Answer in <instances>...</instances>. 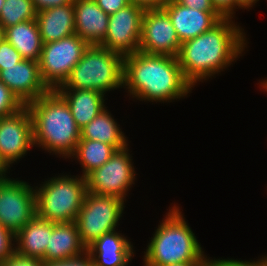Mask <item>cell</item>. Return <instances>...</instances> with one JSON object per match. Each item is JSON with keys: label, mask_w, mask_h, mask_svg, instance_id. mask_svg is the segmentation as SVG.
Masks as SVG:
<instances>
[{"label": "cell", "mask_w": 267, "mask_h": 266, "mask_svg": "<svg viewBox=\"0 0 267 266\" xmlns=\"http://www.w3.org/2000/svg\"><path fill=\"white\" fill-rule=\"evenodd\" d=\"M185 220L179 206L174 204L170 207L144 251V266H168L208 261L211 258L204 254L195 233Z\"/></svg>", "instance_id": "4"}, {"label": "cell", "mask_w": 267, "mask_h": 266, "mask_svg": "<svg viewBox=\"0 0 267 266\" xmlns=\"http://www.w3.org/2000/svg\"><path fill=\"white\" fill-rule=\"evenodd\" d=\"M208 261H191V262H182L176 263L168 266H206Z\"/></svg>", "instance_id": "38"}, {"label": "cell", "mask_w": 267, "mask_h": 266, "mask_svg": "<svg viewBox=\"0 0 267 266\" xmlns=\"http://www.w3.org/2000/svg\"><path fill=\"white\" fill-rule=\"evenodd\" d=\"M9 171H7L2 165H0V182L6 177L8 176L6 173H8Z\"/></svg>", "instance_id": "39"}, {"label": "cell", "mask_w": 267, "mask_h": 266, "mask_svg": "<svg viewBox=\"0 0 267 266\" xmlns=\"http://www.w3.org/2000/svg\"><path fill=\"white\" fill-rule=\"evenodd\" d=\"M34 147L31 114L26 105L0 118V165L7 171ZM11 165V166H10Z\"/></svg>", "instance_id": "11"}, {"label": "cell", "mask_w": 267, "mask_h": 266, "mask_svg": "<svg viewBox=\"0 0 267 266\" xmlns=\"http://www.w3.org/2000/svg\"><path fill=\"white\" fill-rule=\"evenodd\" d=\"M112 116L106 107L80 130V139L97 140L112 145L116 150L125 148L128 139Z\"/></svg>", "instance_id": "23"}, {"label": "cell", "mask_w": 267, "mask_h": 266, "mask_svg": "<svg viewBox=\"0 0 267 266\" xmlns=\"http://www.w3.org/2000/svg\"><path fill=\"white\" fill-rule=\"evenodd\" d=\"M259 86L264 89L265 92H267V79H264L263 81L260 82Z\"/></svg>", "instance_id": "40"}, {"label": "cell", "mask_w": 267, "mask_h": 266, "mask_svg": "<svg viewBox=\"0 0 267 266\" xmlns=\"http://www.w3.org/2000/svg\"><path fill=\"white\" fill-rule=\"evenodd\" d=\"M123 88L139 101L172 102L194 88L184 77L177 57L137 51L123 59Z\"/></svg>", "instance_id": "2"}, {"label": "cell", "mask_w": 267, "mask_h": 266, "mask_svg": "<svg viewBox=\"0 0 267 266\" xmlns=\"http://www.w3.org/2000/svg\"><path fill=\"white\" fill-rule=\"evenodd\" d=\"M3 82L26 105L46 94L49 89L43 83L39 62L23 59L10 67L0 70Z\"/></svg>", "instance_id": "15"}, {"label": "cell", "mask_w": 267, "mask_h": 266, "mask_svg": "<svg viewBox=\"0 0 267 266\" xmlns=\"http://www.w3.org/2000/svg\"><path fill=\"white\" fill-rule=\"evenodd\" d=\"M75 34L89 45H100L107 34L109 15L95 0H74Z\"/></svg>", "instance_id": "16"}, {"label": "cell", "mask_w": 267, "mask_h": 266, "mask_svg": "<svg viewBox=\"0 0 267 266\" xmlns=\"http://www.w3.org/2000/svg\"><path fill=\"white\" fill-rule=\"evenodd\" d=\"M9 177L0 182V225L15 235L36 216L35 188Z\"/></svg>", "instance_id": "10"}, {"label": "cell", "mask_w": 267, "mask_h": 266, "mask_svg": "<svg viewBox=\"0 0 267 266\" xmlns=\"http://www.w3.org/2000/svg\"><path fill=\"white\" fill-rule=\"evenodd\" d=\"M88 47L89 44L77 34L43 44L39 71L49 90H55L64 84Z\"/></svg>", "instance_id": "8"}, {"label": "cell", "mask_w": 267, "mask_h": 266, "mask_svg": "<svg viewBox=\"0 0 267 266\" xmlns=\"http://www.w3.org/2000/svg\"><path fill=\"white\" fill-rule=\"evenodd\" d=\"M50 177L35 188L36 216L54 223L76 221L87 192L86 178L70 175Z\"/></svg>", "instance_id": "6"}, {"label": "cell", "mask_w": 267, "mask_h": 266, "mask_svg": "<svg viewBox=\"0 0 267 266\" xmlns=\"http://www.w3.org/2000/svg\"><path fill=\"white\" fill-rule=\"evenodd\" d=\"M181 43L170 16L163 9H146L142 19L139 51L177 57Z\"/></svg>", "instance_id": "13"}, {"label": "cell", "mask_w": 267, "mask_h": 266, "mask_svg": "<svg viewBox=\"0 0 267 266\" xmlns=\"http://www.w3.org/2000/svg\"><path fill=\"white\" fill-rule=\"evenodd\" d=\"M24 106L20 99L0 81V118L18 112Z\"/></svg>", "instance_id": "26"}, {"label": "cell", "mask_w": 267, "mask_h": 266, "mask_svg": "<svg viewBox=\"0 0 267 266\" xmlns=\"http://www.w3.org/2000/svg\"><path fill=\"white\" fill-rule=\"evenodd\" d=\"M55 91L67 103L80 130L106 108V95L96 90L55 89Z\"/></svg>", "instance_id": "21"}, {"label": "cell", "mask_w": 267, "mask_h": 266, "mask_svg": "<svg viewBox=\"0 0 267 266\" xmlns=\"http://www.w3.org/2000/svg\"><path fill=\"white\" fill-rule=\"evenodd\" d=\"M44 266H94L92 258L88 252L79 257L63 261H51L44 263Z\"/></svg>", "instance_id": "30"}, {"label": "cell", "mask_w": 267, "mask_h": 266, "mask_svg": "<svg viewBox=\"0 0 267 266\" xmlns=\"http://www.w3.org/2000/svg\"><path fill=\"white\" fill-rule=\"evenodd\" d=\"M32 0H5L0 12L2 30L18 23L36 19Z\"/></svg>", "instance_id": "25"}, {"label": "cell", "mask_w": 267, "mask_h": 266, "mask_svg": "<svg viewBox=\"0 0 267 266\" xmlns=\"http://www.w3.org/2000/svg\"><path fill=\"white\" fill-rule=\"evenodd\" d=\"M132 160L128 145L116 150L107 162L85 177L87 191L118 197L126 203L127 194L136 181Z\"/></svg>", "instance_id": "9"}, {"label": "cell", "mask_w": 267, "mask_h": 266, "mask_svg": "<svg viewBox=\"0 0 267 266\" xmlns=\"http://www.w3.org/2000/svg\"><path fill=\"white\" fill-rule=\"evenodd\" d=\"M2 266H44V262L36 258H24L14 254L5 262H2Z\"/></svg>", "instance_id": "33"}, {"label": "cell", "mask_w": 267, "mask_h": 266, "mask_svg": "<svg viewBox=\"0 0 267 266\" xmlns=\"http://www.w3.org/2000/svg\"><path fill=\"white\" fill-rule=\"evenodd\" d=\"M4 1L5 0H0V12H1L2 6L4 5Z\"/></svg>", "instance_id": "41"}, {"label": "cell", "mask_w": 267, "mask_h": 266, "mask_svg": "<svg viewBox=\"0 0 267 266\" xmlns=\"http://www.w3.org/2000/svg\"><path fill=\"white\" fill-rule=\"evenodd\" d=\"M26 107L32 118L34 146L69 158L81 134L65 100L55 90H49Z\"/></svg>", "instance_id": "3"}, {"label": "cell", "mask_w": 267, "mask_h": 266, "mask_svg": "<svg viewBox=\"0 0 267 266\" xmlns=\"http://www.w3.org/2000/svg\"><path fill=\"white\" fill-rule=\"evenodd\" d=\"M214 8L224 18H234L235 10L238 9L234 0H211Z\"/></svg>", "instance_id": "32"}, {"label": "cell", "mask_w": 267, "mask_h": 266, "mask_svg": "<svg viewBox=\"0 0 267 266\" xmlns=\"http://www.w3.org/2000/svg\"><path fill=\"white\" fill-rule=\"evenodd\" d=\"M87 252L79 237L77 223L52 222V234L47 245L44 263L76 258Z\"/></svg>", "instance_id": "18"}, {"label": "cell", "mask_w": 267, "mask_h": 266, "mask_svg": "<svg viewBox=\"0 0 267 266\" xmlns=\"http://www.w3.org/2000/svg\"><path fill=\"white\" fill-rule=\"evenodd\" d=\"M36 21L43 44L75 34L74 2L37 12Z\"/></svg>", "instance_id": "19"}, {"label": "cell", "mask_w": 267, "mask_h": 266, "mask_svg": "<svg viewBox=\"0 0 267 266\" xmlns=\"http://www.w3.org/2000/svg\"><path fill=\"white\" fill-rule=\"evenodd\" d=\"M123 59L121 53L89 45L68 79L57 89L96 90L105 95L123 88Z\"/></svg>", "instance_id": "5"}, {"label": "cell", "mask_w": 267, "mask_h": 266, "mask_svg": "<svg viewBox=\"0 0 267 266\" xmlns=\"http://www.w3.org/2000/svg\"><path fill=\"white\" fill-rule=\"evenodd\" d=\"M125 201L114 196L86 192L76 223L86 249L105 233L118 227Z\"/></svg>", "instance_id": "7"}, {"label": "cell", "mask_w": 267, "mask_h": 266, "mask_svg": "<svg viewBox=\"0 0 267 266\" xmlns=\"http://www.w3.org/2000/svg\"><path fill=\"white\" fill-rule=\"evenodd\" d=\"M116 230L105 233L87 248L94 266H128L134 257L131 241Z\"/></svg>", "instance_id": "17"}, {"label": "cell", "mask_w": 267, "mask_h": 266, "mask_svg": "<svg viewBox=\"0 0 267 266\" xmlns=\"http://www.w3.org/2000/svg\"><path fill=\"white\" fill-rule=\"evenodd\" d=\"M22 60L23 58L16 48L2 37L0 39V70L13 66Z\"/></svg>", "instance_id": "27"}, {"label": "cell", "mask_w": 267, "mask_h": 266, "mask_svg": "<svg viewBox=\"0 0 267 266\" xmlns=\"http://www.w3.org/2000/svg\"><path fill=\"white\" fill-rule=\"evenodd\" d=\"M206 266H267V256L262 255L260 259L255 260H238V259H210L208 260Z\"/></svg>", "instance_id": "29"}, {"label": "cell", "mask_w": 267, "mask_h": 266, "mask_svg": "<svg viewBox=\"0 0 267 266\" xmlns=\"http://www.w3.org/2000/svg\"><path fill=\"white\" fill-rule=\"evenodd\" d=\"M235 4L238 6V9H250L252 8L259 0H234Z\"/></svg>", "instance_id": "37"}, {"label": "cell", "mask_w": 267, "mask_h": 266, "mask_svg": "<svg viewBox=\"0 0 267 266\" xmlns=\"http://www.w3.org/2000/svg\"><path fill=\"white\" fill-rule=\"evenodd\" d=\"M177 3L190 7L192 9L202 10V11H217L211 0H175Z\"/></svg>", "instance_id": "34"}, {"label": "cell", "mask_w": 267, "mask_h": 266, "mask_svg": "<svg viewBox=\"0 0 267 266\" xmlns=\"http://www.w3.org/2000/svg\"><path fill=\"white\" fill-rule=\"evenodd\" d=\"M163 9L170 16L181 44L211 30L224 18L218 11L192 9L175 0H167Z\"/></svg>", "instance_id": "14"}, {"label": "cell", "mask_w": 267, "mask_h": 266, "mask_svg": "<svg viewBox=\"0 0 267 266\" xmlns=\"http://www.w3.org/2000/svg\"><path fill=\"white\" fill-rule=\"evenodd\" d=\"M3 37L16 48L23 59L39 62L43 42L36 19L5 28Z\"/></svg>", "instance_id": "22"}, {"label": "cell", "mask_w": 267, "mask_h": 266, "mask_svg": "<svg viewBox=\"0 0 267 266\" xmlns=\"http://www.w3.org/2000/svg\"><path fill=\"white\" fill-rule=\"evenodd\" d=\"M131 4L138 5L143 9H160L163 8L167 0H129Z\"/></svg>", "instance_id": "36"}, {"label": "cell", "mask_w": 267, "mask_h": 266, "mask_svg": "<svg viewBox=\"0 0 267 266\" xmlns=\"http://www.w3.org/2000/svg\"><path fill=\"white\" fill-rule=\"evenodd\" d=\"M72 2H74V0H32L37 12L51 7L64 6Z\"/></svg>", "instance_id": "35"}, {"label": "cell", "mask_w": 267, "mask_h": 266, "mask_svg": "<svg viewBox=\"0 0 267 266\" xmlns=\"http://www.w3.org/2000/svg\"><path fill=\"white\" fill-rule=\"evenodd\" d=\"M145 9L129 4L109 16L108 30L100 46L123 56L139 51Z\"/></svg>", "instance_id": "12"}, {"label": "cell", "mask_w": 267, "mask_h": 266, "mask_svg": "<svg viewBox=\"0 0 267 266\" xmlns=\"http://www.w3.org/2000/svg\"><path fill=\"white\" fill-rule=\"evenodd\" d=\"M116 149L109 144L97 140L80 139L74 153V158L82 167V177H86L96 168L101 167L114 154Z\"/></svg>", "instance_id": "24"}, {"label": "cell", "mask_w": 267, "mask_h": 266, "mask_svg": "<svg viewBox=\"0 0 267 266\" xmlns=\"http://www.w3.org/2000/svg\"><path fill=\"white\" fill-rule=\"evenodd\" d=\"M95 2L109 16L131 4L129 0H95Z\"/></svg>", "instance_id": "31"}, {"label": "cell", "mask_w": 267, "mask_h": 266, "mask_svg": "<svg viewBox=\"0 0 267 266\" xmlns=\"http://www.w3.org/2000/svg\"><path fill=\"white\" fill-rule=\"evenodd\" d=\"M232 19L223 18L211 30L181 44L177 58L184 77L193 87L215 77L244 53L246 34Z\"/></svg>", "instance_id": "1"}, {"label": "cell", "mask_w": 267, "mask_h": 266, "mask_svg": "<svg viewBox=\"0 0 267 266\" xmlns=\"http://www.w3.org/2000/svg\"><path fill=\"white\" fill-rule=\"evenodd\" d=\"M3 37V30L1 28V24H0V39Z\"/></svg>", "instance_id": "42"}, {"label": "cell", "mask_w": 267, "mask_h": 266, "mask_svg": "<svg viewBox=\"0 0 267 266\" xmlns=\"http://www.w3.org/2000/svg\"><path fill=\"white\" fill-rule=\"evenodd\" d=\"M52 234V222L35 216L15 234V254L42 260Z\"/></svg>", "instance_id": "20"}, {"label": "cell", "mask_w": 267, "mask_h": 266, "mask_svg": "<svg viewBox=\"0 0 267 266\" xmlns=\"http://www.w3.org/2000/svg\"><path fill=\"white\" fill-rule=\"evenodd\" d=\"M15 235L0 225V262H5L15 254Z\"/></svg>", "instance_id": "28"}]
</instances>
